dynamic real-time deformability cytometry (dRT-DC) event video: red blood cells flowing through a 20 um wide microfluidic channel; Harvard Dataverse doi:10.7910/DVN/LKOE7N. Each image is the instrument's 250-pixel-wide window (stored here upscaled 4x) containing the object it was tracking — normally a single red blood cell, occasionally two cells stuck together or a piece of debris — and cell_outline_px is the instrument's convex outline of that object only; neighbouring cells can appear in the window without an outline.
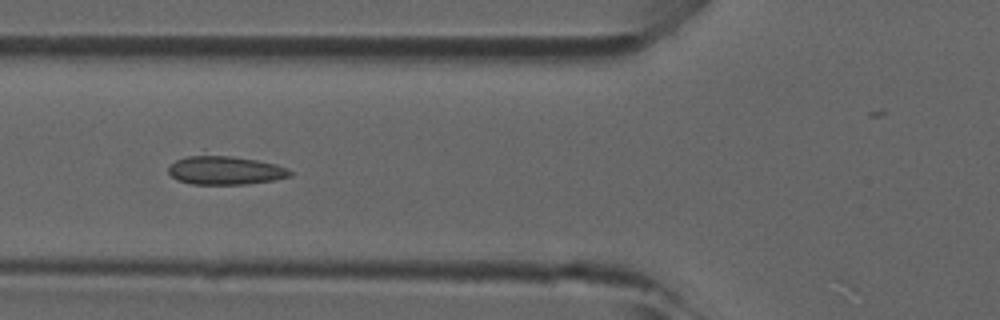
{"species": "common noctule bat (a hibernating species)", "species_latin": "Nyctalus noctula", "temperature_condition": "room temperature", "stored_images_in_passage": 31, "camera_frame_rate_fps": 3000, "um_per_image_px": 0.085, "animal": {"sex": "male", "forearm_length_mm": 52.5}, "frame": {"image": 1, "passage_image": 5, "time_ms": 1.333, "image_size_px": [1000, 320], "cell_outline_px": [[292, 176], [272, 180], [248, 184], [192, 184], [176, 180], [168, 172], [168, 168], [176, 160], [184, 156], [232, 156], [256, 160], [276, 164], [288, 168], [292, 172]], "centroid_in_image_um": [19.15, 14.49], "position_along_channel_um": 106.6, "area_um2": 20.11}}